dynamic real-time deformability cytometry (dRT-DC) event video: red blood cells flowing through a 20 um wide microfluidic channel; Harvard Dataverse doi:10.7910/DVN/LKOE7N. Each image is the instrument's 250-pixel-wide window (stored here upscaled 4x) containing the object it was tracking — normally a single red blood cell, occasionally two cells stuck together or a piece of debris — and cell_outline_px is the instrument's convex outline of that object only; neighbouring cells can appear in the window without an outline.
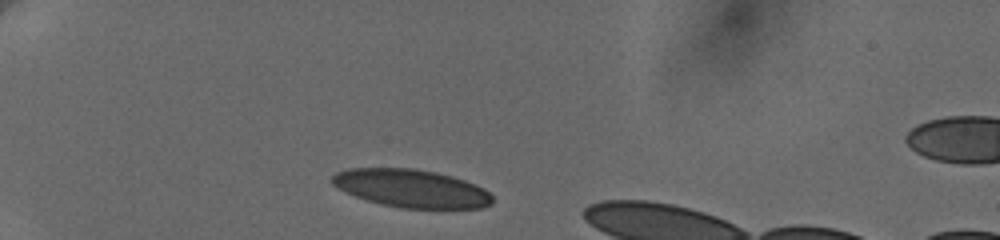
{"species": "human", "species_latin": "Homo sapiens", "temperature_condition": "cold", "stored_images_in_passage": 5, "segment_of_instrument_passage": [1, 2], "camera_frame_rate_fps": 3000, "um_per_image_px": 0.085, "donor": {"sex": "female"}, "frame": {"image": 1, "passage_image": 1, "time_ms": 0.0, "image_size_px": [1000, 240], "cell_outline_px": [[492, 204], [480, 208], [400, 208], [380, 204], [344, 192], [332, 184], [332, 176], [336, 172], [348, 168], [416, 168], [436, 172], [452, 176], [464, 180], [484, 188], [492, 196]], "centroid_in_image_um": [34.95, 16.01], "position_along_channel_um": 50.1, "area_um2": 35.55}}
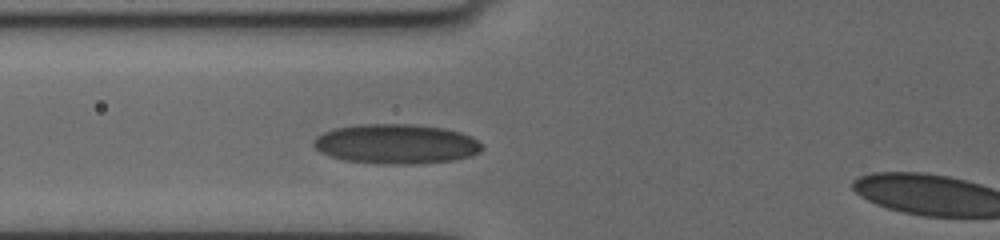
{"frame": {"image": 2, "passage_image": 4, "time_ms": 2.333, "image_size_px": [1000, 240], "cell_outline_px": [[484, 148], [480, 152], [472, 156], [456, 160], [412, 164], [376, 164], [344, 160], [328, 156], [320, 152], [312, 144], [312, 140], [316, 136], [324, 132], [336, 128], [360, 124], [408, 124], [444, 128], [460, 132], [472, 136], [480, 140], [484, 144]], "centroid_in_image_um": [33.7, 12.24], "position_along_channel_um": 92.1, "area_um2": 39.48}}